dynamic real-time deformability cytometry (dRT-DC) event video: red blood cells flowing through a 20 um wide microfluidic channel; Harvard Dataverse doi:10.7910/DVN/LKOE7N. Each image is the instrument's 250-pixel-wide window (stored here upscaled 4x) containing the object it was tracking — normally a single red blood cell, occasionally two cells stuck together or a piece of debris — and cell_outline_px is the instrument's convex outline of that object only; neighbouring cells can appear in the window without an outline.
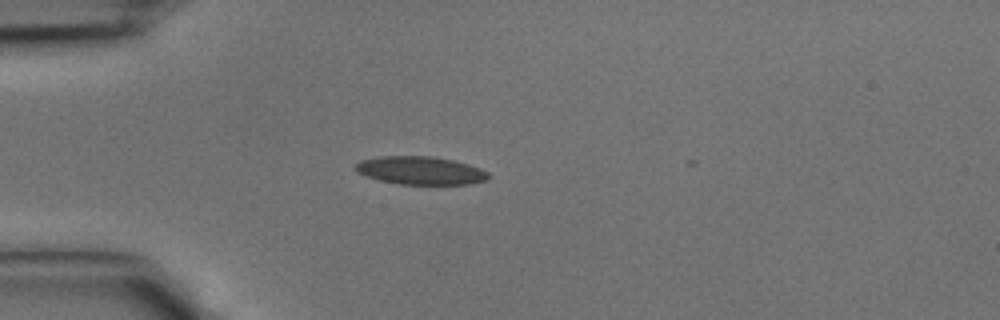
{"species": "common noctule bat (a hibernating species)", "species_latin": "Nyctalus noctula", "temperature_condition": "cold", "stored_images_in_passage": 5, "camera_frame_rate_fps": 3000, "um_per_image_px": 0.085, "animal": {"sex": "male", "body_mass_g": 15.6}, "frame": {"image": 1, "passage_image": 1, "time_ms": 0.0, "image_size_px": [1000, 320], "cell_outline_px": [[488, 180], [468, 184], [400, 184], [380, 180], [356, 172], [352, 168], [360, 160], [380, 156], [432, 156], [452, 160], [468, 164], [480, 168], [488, 172]], "centroid_in_image_um": [35.72, 14.49], "position_along_channel_um": 49.3, "area_um2": 21.73}}